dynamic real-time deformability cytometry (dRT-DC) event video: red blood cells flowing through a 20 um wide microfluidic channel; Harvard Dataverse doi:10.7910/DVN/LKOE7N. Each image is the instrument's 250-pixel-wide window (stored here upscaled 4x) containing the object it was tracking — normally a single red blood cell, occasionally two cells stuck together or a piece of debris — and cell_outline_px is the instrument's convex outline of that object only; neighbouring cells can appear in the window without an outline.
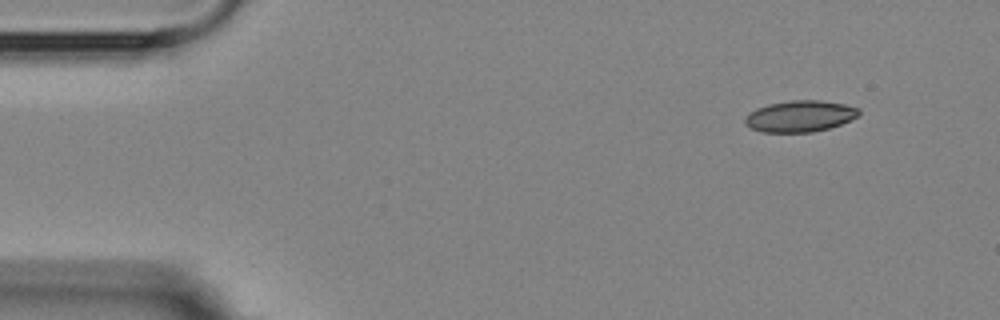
{"species": "Egyptian fruit bat (a non-hibernating species)", "species_latin": "Rousettus aegyptiacus", "temperature_condition": "room temperature", "stored_images_in_passage": 3, "camera_frame_rate_fps": 3000, "um_per_image_px": 0.085, "animal": {"sex": "female"}, "frame": {"image": 1, "passage_image": 1, "time_ms": 0.0, "image_size_px": [1000, 320], "cell_outline_px": [[860, 116], [840, 124], [828, 128], [812, 132], [764, 132], [752, 128], [744, 124], [744, 120], [748, 112], [756, 108], [768, 104], [792, 100], [820, 100], [844, 104], [860, 108]], "centroid_in_image_um": [68.0, 9.87], "position_along_channel_um": 17.0, "area_um2": 20.87}}
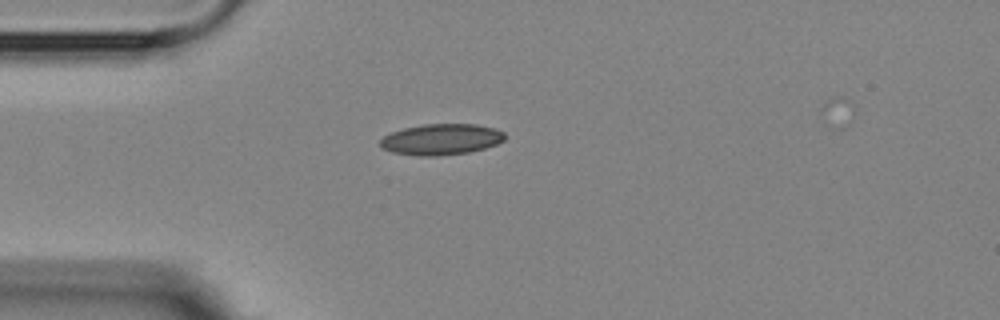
{"frame": {"image": 2, "passage_image": 3, "time_ms": 3.0, "image_size_px": [1000, 320], "cell_outline_px": [[504, 140], [496, 144], [484, 148], [468, 152], [436, 156], [416, 156], [392, 152], [380, 148], [380, 140], [384, 136], [392, 132], [404, 128], [424, 124], [476, 124], [492, 128], [504, 132]], "centroid_in_image_um": [37.46, 11.85], "position_along_channel_um": 47.5, "area_um2": 22.43}}